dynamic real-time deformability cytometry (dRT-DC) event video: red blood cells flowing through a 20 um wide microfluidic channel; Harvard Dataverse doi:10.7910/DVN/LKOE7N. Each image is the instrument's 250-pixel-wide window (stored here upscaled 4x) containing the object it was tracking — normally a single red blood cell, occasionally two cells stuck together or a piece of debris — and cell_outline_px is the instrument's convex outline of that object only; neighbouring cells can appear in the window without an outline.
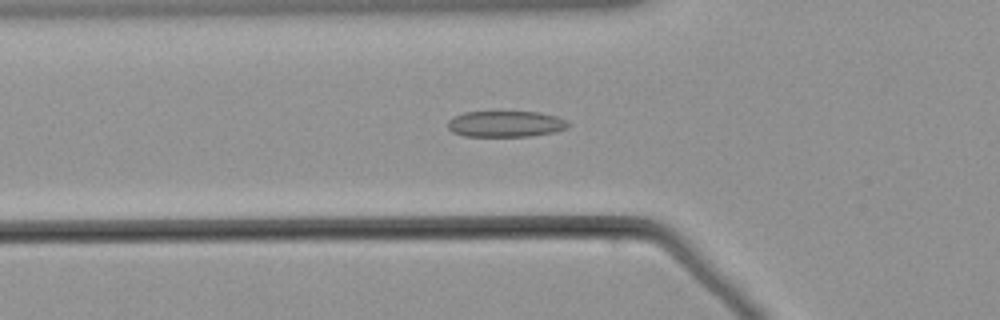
{"species": "common noctule bat (a hibernating species)", "species_latin": "Nyctalus noctula", "temperature_condition": "warm", "stored_images_in_passage": 57, "camera_frame_rate_fps": 3000, "um_per_image_px": 0.085, "animal": {"sex": "male", "body_mass_g": 21.5, "forearm_length_mm": 52.0}, "frame": {"image": 1, "passage_image": 19, "time_ms": 6.0, "image_size_px": [1000, 320], "cell_outline_px": [[568, 128], [556, 132], [532, 136], [464, 136], [452, 132], [448, 128], [448, 120], [464, 112], [536, 112], [556, 116], [564, 120], [568, 124]], "centroid_in_image_um": [42.97, 10.54], "position_along_channel_um": 82.8, "area_um2": 18.21}}
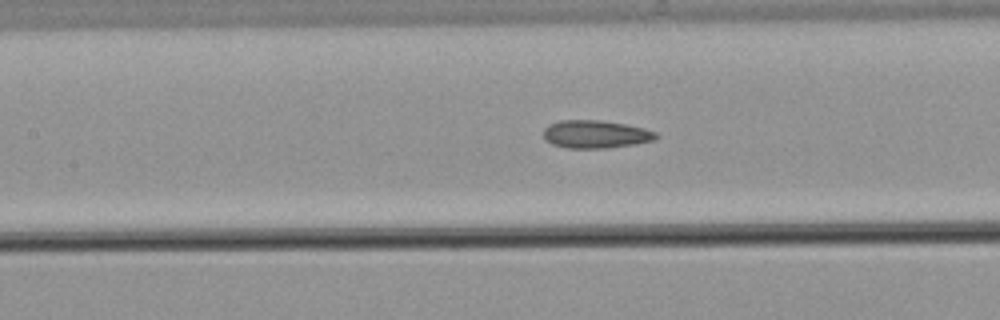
{"frame": {"image": 2, "passage_image": 25, "time_ms": 8.0, "image_size_px": [1000, 320], "cell_outline_px": [[660, 136], [656, 140], [636, 144], [608, 148], [568, 148], [552, 144], [544, 140], [544, 128], [548, 124], [560, 120], [600, 120], [624, 124], [644, 128], [656, 132]], "centroid_in_image_um": [50.64, 11.41], "position_along_channel_um": 156.8, "area_um2": 18.5}}
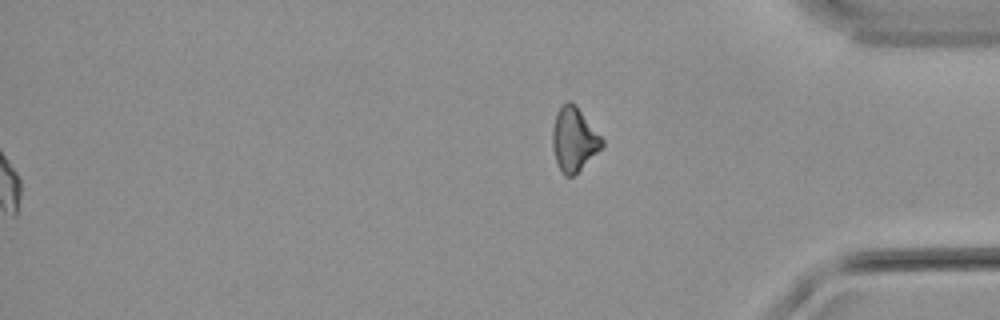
{"frame": {"image": 3, "passage_image": 57, "time_ms": 18.667, "image_size_px": [1000, 320], "cell_outline_px": [[604, 144], [572, 176], [564, 176], [560, 172], [556, 160], [552, 144], [552, 128], [556, 112], [560, 104], [568, 100], [576, 104], [604, 140]], "centroid_in_image_um": [48.75, 11.78], "position_along_channel_um": 386.5, "area_um2": 18.32}}